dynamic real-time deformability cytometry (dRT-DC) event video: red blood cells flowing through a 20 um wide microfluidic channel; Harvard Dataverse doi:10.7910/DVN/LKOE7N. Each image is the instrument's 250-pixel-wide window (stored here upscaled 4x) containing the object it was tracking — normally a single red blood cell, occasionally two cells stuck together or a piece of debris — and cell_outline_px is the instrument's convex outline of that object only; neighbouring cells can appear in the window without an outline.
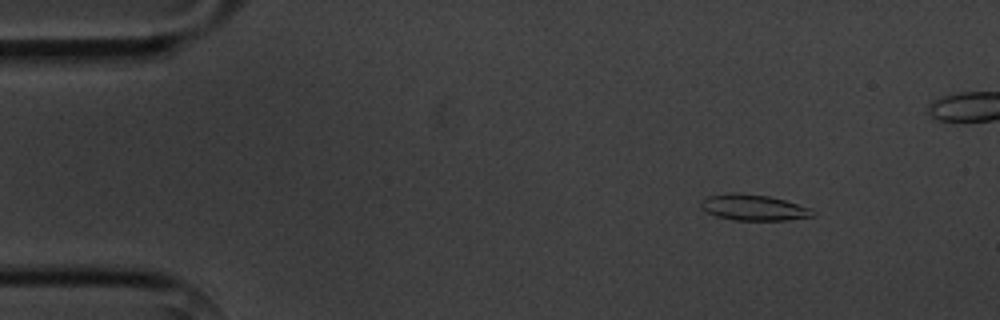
{"species": "common noctule bat (a hibernating species)", "species_latin": "Nyctalus noctula", "temperature_condition": "cold", "stored_images_in_passage": 5, "camera_frame_rate_fps": 3000, "um_per_image_px": 0.085, "animal": {"sex": "male", "body_mass_g": 20.1, "forearm_length_mm": 53.5}, "frame": {"image": 1, "passage_image": 2, "time_ms": 1.333, "image_size_px": [1000, 320], "cell_outline_px": [[816, 216], [788, 220], [732, 220], [716, 216], [708, 212], [700, 204], [708, 196], [732, 192], [740, 192], [768, 196], [784, 200], [812, 208]], "centroid_in_image_um": [64.11, 17.64], "position_along_channel_um": 20.9, "area_um2": 16.88}}